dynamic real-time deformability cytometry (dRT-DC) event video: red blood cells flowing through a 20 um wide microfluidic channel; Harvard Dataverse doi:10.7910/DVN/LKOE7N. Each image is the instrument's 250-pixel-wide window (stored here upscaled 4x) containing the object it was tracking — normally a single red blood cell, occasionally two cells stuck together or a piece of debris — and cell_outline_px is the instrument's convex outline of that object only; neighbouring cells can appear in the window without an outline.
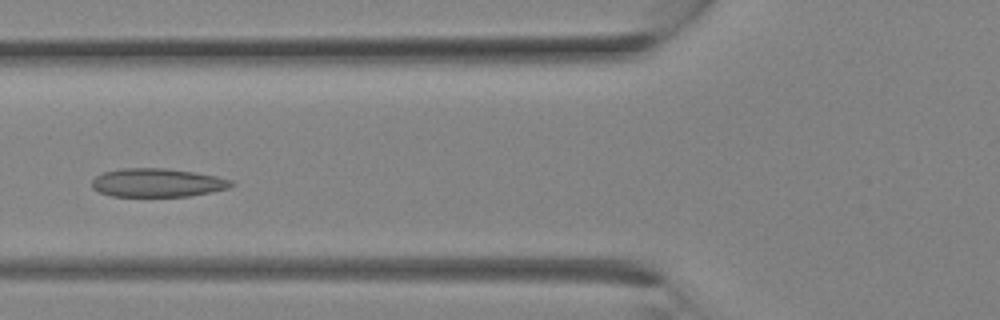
{"species": "Egyptian fruit bat (a non-hibernating species)", "species_latin": "Rousettus aegyptiacus", "temperature_condition": "room temperature", "stored_images_in_passage": 8, "camera_frame_rate_fps": 3000, "um_per_image_px": 0.085, "animal": {"sex": "female"}, "frame": {"image": 1, "passage_image": 5, "time_ms": 1.333, "image_size_px": [1000, 320], "cell_outline_px": [[236, 184], [228, 188], [188, 196], [112, 196], [100, 192], [92, 188], [92, 180], [96, 176], [104, 172], [120, 168], [164, 168], [196, 172], [216, 176], [232, 180]], "centroid_in_image_um": [13.37, 15.52], "position_along_channel_um": 112.4, "area_um2": 23.12}}
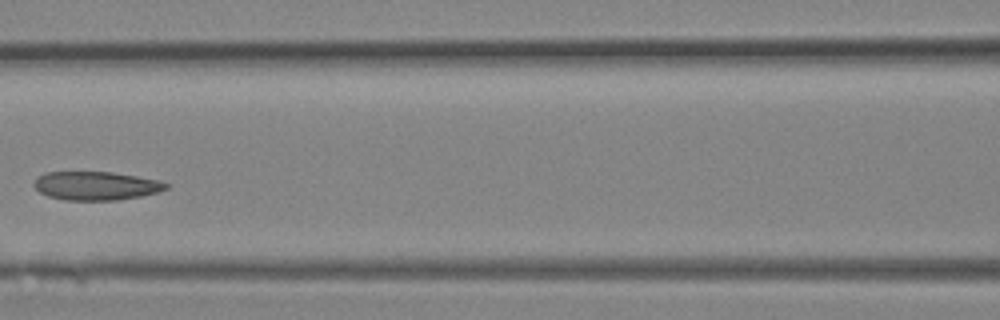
{"frame": {"image": 2, "passage_image": 7, "time_ms": 2.0, "image_size_px": [1000, 320], "cell_outline_px": [[168, 188], [160, 192], [140, 196], [116, 200], [64, 200], [48, 196], [40, 192], [32, 184], [36, 176], [44, 172], [112, 172], [160, 180], [168, 184]], "centroid_in_image_um": [8.14, 15.78], "position_along_channel_um": 158.5, "area_um2": 22.14}}